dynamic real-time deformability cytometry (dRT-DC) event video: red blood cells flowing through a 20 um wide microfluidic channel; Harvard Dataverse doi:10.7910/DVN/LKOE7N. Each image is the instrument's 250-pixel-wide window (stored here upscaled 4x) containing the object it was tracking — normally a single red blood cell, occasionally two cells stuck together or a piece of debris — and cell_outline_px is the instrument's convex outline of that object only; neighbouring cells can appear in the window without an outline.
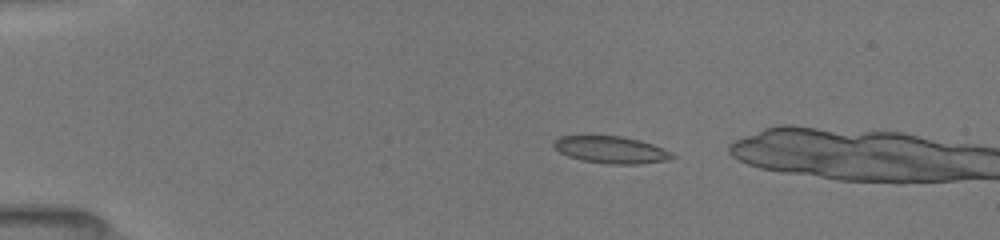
{"species": "common noctule bat (a hibernating species)", "species_latin": "Nyctalus noctula", "temperature_condition": "room temperature", "stored_images_in_passage": 4, "camera_frame_rate_fps": 3000, "um_per_image_px": 0.085, "animal": {"sex": "female", "body_mass_g": 19.5, "forearm_length_mm": 54.1}, "frame": {"image": 1, "passage_image": 1, "time_ms": 0.0, "image_size_px": [1000, 240], "cell_outline_px": [[676, 156], [668, 160], [640, 164], [608, 164], [584, 160], [568, 156], [560, 152], [552, 144], [552, 140], [560, 136], [624, 136], [640, 140], [652, 144], [672, 152]], "centroid_in_image_um": [51.95, 12.73], "position_along_channel_um": 33.0, "area_um2": 18.67}}